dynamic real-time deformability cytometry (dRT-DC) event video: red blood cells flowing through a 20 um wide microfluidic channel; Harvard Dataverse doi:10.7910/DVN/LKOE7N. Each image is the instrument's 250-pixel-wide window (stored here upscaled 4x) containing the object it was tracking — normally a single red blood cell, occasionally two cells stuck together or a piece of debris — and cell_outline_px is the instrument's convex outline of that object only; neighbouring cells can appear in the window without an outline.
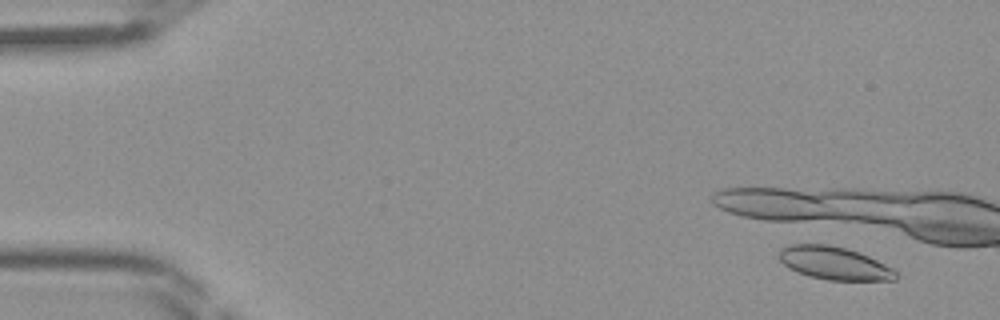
{"species": "Egyptian fruit bat (a non-hibernating species)", "species_latin": "Rousettus aegyptiacus", "temperature_condition": "room temperature", "stored_images_in_passage": 7, "camera_frame_rate_fps": 3000, "um_per_image_px": 0.085, "frame": {"image": 1, "passage_image": 4, "time_ms": 1.0, "image_size_px": [1000, 320], "cell_outline_px": [[900, 276], [896, 280], [828, 280], [808, 276], [796, 272], [788, 268], [780, 260], [780, 248], [788, 244], [828, 244], [844, 248], [868, 256], [892, 268]], "centroid_in_image_um": [70.89, 22.38], "position_along_channel_um": 14.1, "area_um2": 22.37}}